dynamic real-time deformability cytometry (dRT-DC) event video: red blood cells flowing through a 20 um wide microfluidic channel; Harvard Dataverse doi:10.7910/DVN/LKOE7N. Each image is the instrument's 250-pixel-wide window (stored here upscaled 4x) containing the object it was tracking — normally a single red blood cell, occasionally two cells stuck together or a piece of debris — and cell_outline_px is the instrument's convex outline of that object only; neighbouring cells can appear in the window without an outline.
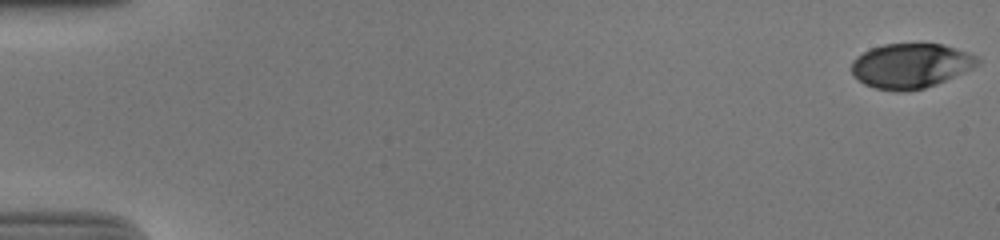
{"species": "human", "species_latin": "Homo sapiens", "temperature_condition": "cold", "stored_images_in_passage": 54, "camera_frame_rate_fps": 3000, "um_per_image_px": 0.085, "donor": {"sex": "male"}, "frame": {"image": 1, "passage_image": 1, "time_ms": 0.0, "image_size_px": [1000, 240], "cell_outline_px": [[980, 64], [972, 68], [936, 84], [924, 88], [900, 92], [896, 92], [876, 88], [864, 84], [852, 72], [852, 60], [856, 56], [872, 48], [884, 44], [940, 44], [956, 48], [968, 52], [976, 56], [980, 60]], "centroid_in_image_um": [77.41, 5.59], "position_along_channel_um": 7.6, "area_um2": 32.6}}
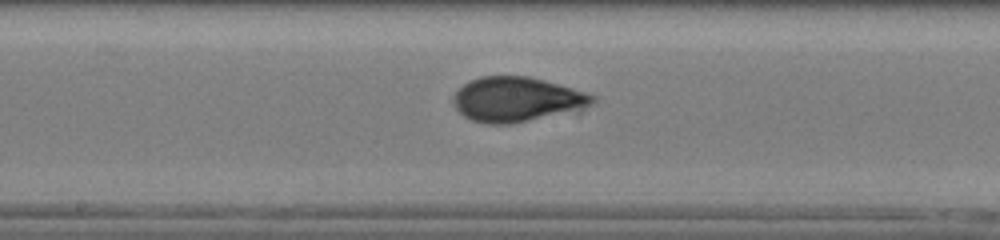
{"frame": {"image": 2, "passage_image": 30, "time_ms": 9.667, "image_size_px": [1000, 240], "cell_outline_px": [[596, 104], [512, 124], [488, 124], [472, 120], [464, 116], [456, 108], [452, 100], [452, 96], [468, 80], [480, 76], [528, 76], [544, 80], [588, 92], [596, 96]], "centroid_in_image_um": [43.9, 8.43], "position_along_channel_um": 204.3, "area_um2": 36.01}}
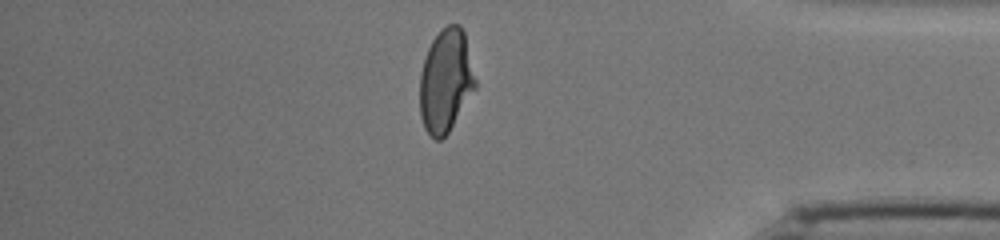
{"frame": {"image": 3, "passage_image": 47, "time_ms": 15.333, "image_size_px": [1000, 240], "cell_outline_px": [[476, 88], [448, 132], [440, 140], [436, 140], [424, 128], [420, 116], [420, 72], [428, 48], [432, 40], [448, 24], [460, 24], [464, 32], [476, 80]], "centroid_in_image_um": [37.88, 6.87], "position_along_channel_um": 397.3, "area_um2": 33.12}, "authors_computed_cell_mechanics": {"area_um2": 34.5066, "velocity_mm_per_s": 3.8522, "shape_relaxation_time_tau1_ms": 4.0992, "shape_relaxation_time_tau2_ms": 0.9357, "deformation_change_tau1": 0.1806, "deformation_change_tau2": 0.0601}}